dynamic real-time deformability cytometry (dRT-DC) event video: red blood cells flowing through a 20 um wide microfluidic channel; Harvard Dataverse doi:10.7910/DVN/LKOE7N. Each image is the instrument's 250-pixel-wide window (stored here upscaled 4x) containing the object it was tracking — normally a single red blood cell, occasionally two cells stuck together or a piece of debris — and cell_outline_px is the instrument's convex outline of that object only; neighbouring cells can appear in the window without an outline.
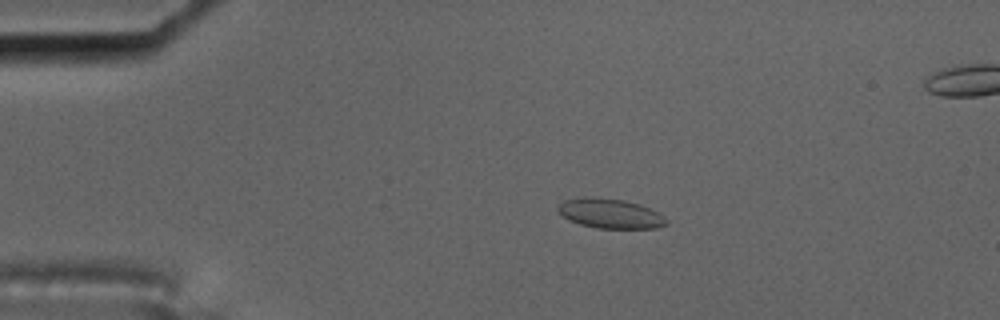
{"species": "common noctule bat (a hibernating species)", "species_latin": "Nyctalus noctula", "temperature_condition": "cold", "stored_images_in_passage": 48, "camera_frame_rate_fps": 3000, "um_per_image_px": 0.085, "animal": {"sex": "male", "body_mass_g": 17.5, "forearm_length_mm": 52.3}, "frame": {"image": 1, "passage_image": 1, "time_ms": 0.0, "image_size_px": [1000, 320], "cell_outline_px": [[668, 224], [656, 228], [596, 228], [580, 224], [564, 216], [556, 208], [564, 200], [584, 196], [624, 200], [640, 204], [664, 216], [668, 220]], "centroid_in_image_um": [51.89, 18.14], "position_along_channel_um": 33.1, "area_um2": 18.55}}
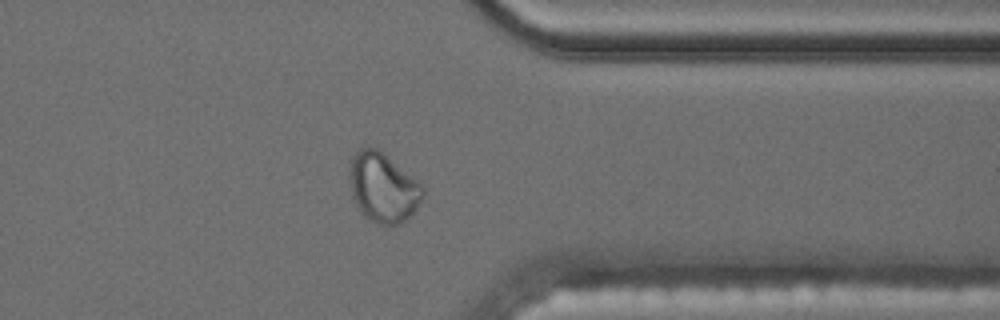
{"frame": {"image": 2, "passage_image": 35, "time_ms": 11.333, "image_size_px": [1000, 320], "cell_outline_px": [[424, 196], [416, 208], [400, 224], [380, 224], [372, 220], [356, 204], [352, 196], [352, 156], [360, 148], [376, 148], [416, 180], [424, 188]], "centroid_in_image_um": [32.59, 15.95], "position_along_channel_um": 378.8, "area_um2": 28.21}}